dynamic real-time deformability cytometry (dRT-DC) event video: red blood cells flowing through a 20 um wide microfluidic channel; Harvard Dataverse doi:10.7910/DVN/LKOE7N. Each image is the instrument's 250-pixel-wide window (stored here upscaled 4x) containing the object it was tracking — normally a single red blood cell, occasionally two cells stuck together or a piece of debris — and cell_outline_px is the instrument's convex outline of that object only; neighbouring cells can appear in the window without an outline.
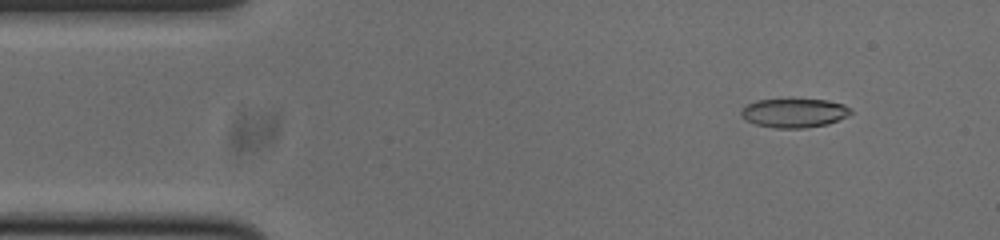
{"species": "common noctule bat (a hibernating species)", "species_latin": "Nyctalus noctula", "temperature_condition": "cold", "stored_images_in_passage": 52, "camera_frame_rate_fps": 3000, "um_per_image_px": 0.085, "animal": {"sex": "male", "body_mass_g": 20.0, "forearm_length_mm": 53.3}, "frame": {"image": 1, "passage_image": 5, "time_ms": 1.333, "image_size_px": [1000, 240], "cell_outline_px": [[852, 112], [848, 116], [828, 124], [804, 128], [772, 128], [756, 124], [740, 116], [740, 108], [744, 104], [756, 100], [828, 100], [844, 104], [852, 108]], "centroid_in_image_um": [67.49, 9.6], "position_along_channel_um": 17.5, "area_um2": 18.67}}
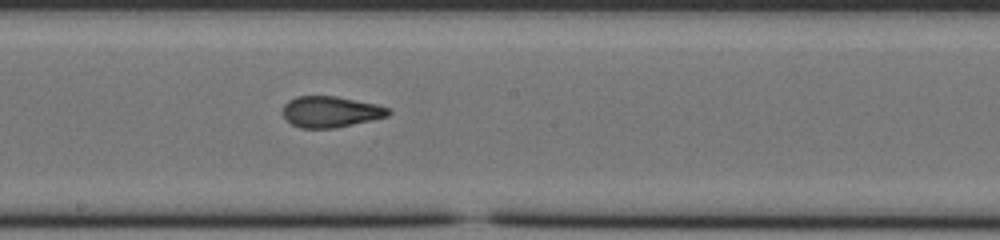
{"frame": {"image": 2, "passage_image": 27, "time_ms": 8.667, "image_size_px": [1000, 240], "cell_outline_px": [[392, 112], [388, 116], [372, 120], [336, 128], [300, 128], [292, 124], [284, 116], [284, 104], [288, 100], [296, 96], [336, 96], [376, 104], [388, 108]], "centroid_in_image_um": [28.11, 9.5], "position_along_channel_um": 220.1, "area_um2": 19.07}}
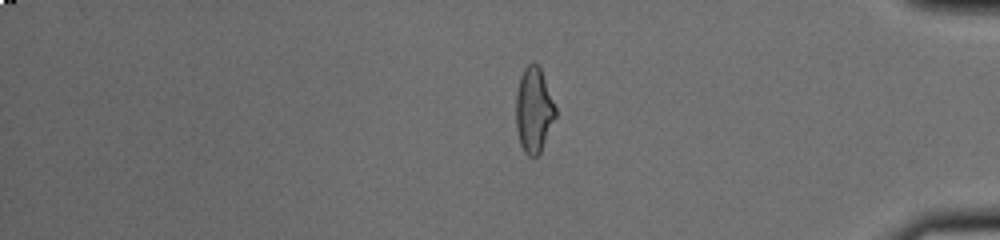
{"frame": {"image": 3, "passage_image": 43, "time_ms": 14.0, "image_size_px": [1000, 240], "cell_outline_px": [[556, 116], [540, 152], [536, 156], [528, 156], [524, 152], [520, 144], [516, 128], [516, 92], [520, 76], [524, 68], [532, 60], [540, 68], [556, 108]], "centroid_in_image_um": [45.35, 9.34], "position_along_channel_um": 389.8, "area_um2": 19.54}, "authors_computed_cell_mechanics": {"area_um2": 19.3919, "velocity_mm_per_s": 3.7836, "shape_relaxation_time_tau1_ms": null, "shape_relaxation_time_tau2_ms": 1.3636, "deformation_change_tau1": null, "deformation_change_tau2": 0.0881}}